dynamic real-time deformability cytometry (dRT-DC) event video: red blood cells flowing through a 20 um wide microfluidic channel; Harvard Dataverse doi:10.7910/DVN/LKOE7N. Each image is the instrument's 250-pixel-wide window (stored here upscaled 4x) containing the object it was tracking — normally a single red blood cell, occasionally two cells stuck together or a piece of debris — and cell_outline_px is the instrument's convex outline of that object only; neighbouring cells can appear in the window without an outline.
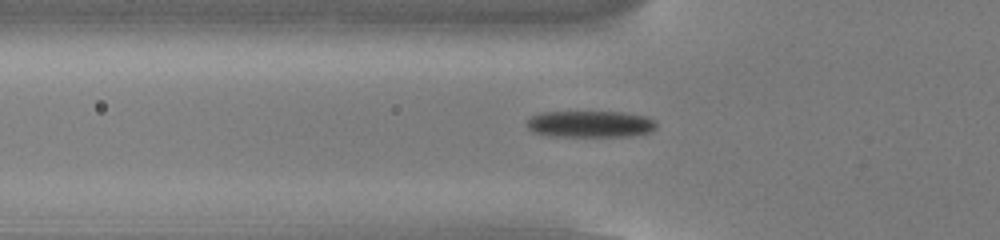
{"species": "common noctule bat (a hibernating species)", "species_latin": "Nyctalus noctula", "temperature_condition": "cold", "stored_images_in_passage": 54, "camera_frame_rate_fps": 3000, "um_per_image_px": 0.085, "animal": {"sex": "male", "body_mass_g": 13.0, "forearm_length_mm": 53.1}, "frame": {"image": 1, "passage_image": 19, "time_ms": 6.0, "image_size_px": [1000, 240], "cell_outline_px": [[656, 128], [648, 132], [632, 136], [548, 136], [532, 132], [524, 124], [524, 120], [540, 112], [624, 112], [644, 116], [656, 120]], "centroid_in_image_um": [50.11, 10.54], "position_along_channel_um": 75.7, "area_um2": 20.35}}
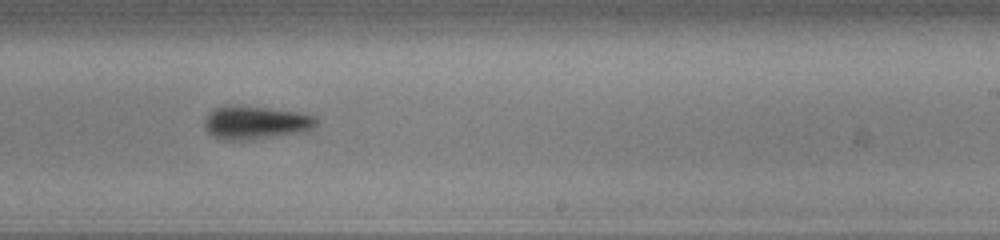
{"frame": {"image": 2, "passage_image": 34, "time_ms": 11.0, "image_size_px": [1000, 240], "cell_outline_px": [[316, 124], [312, 128], [300, 132], [244, 140], [224, 140], [208, 132], [204, 124], [204, 120], [212, 108], [228, 104], [268, 108], [296, 112], [316, 116]], "centroid_in_image_um": [21.67, 10.39], "position_along_channel_um": 267.3, "area_um2": 21.39}}
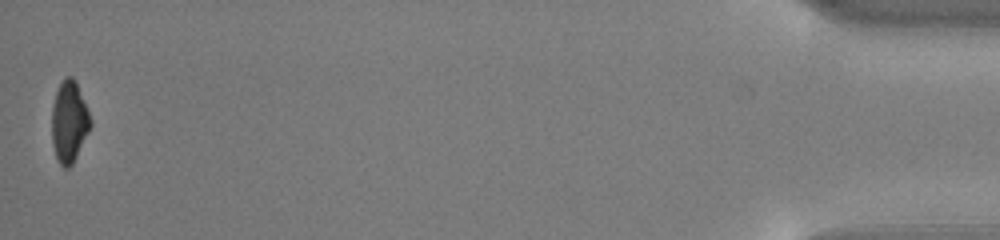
{"frame": {"image": 3, "passage_image": 54, "time_ms": 17.667, "image_size_px": [1000, 240], "cell_outline_px": [[92, 124], [72, 164], [68, 168], [64, 168], [60, 164], [56, 156], [52, 144], [52, 104], [56, 92], [64, 76], [72, 76], [76, 84], [92, 120]], "centroid_in_image_um": [5.86, 10.35], "position_along_channel_um": 429.3, "area_um2": 18.03}, "authors_computed_cell_mechanics": {"area_um2": 19.7098, "velocity_mm_per_s": 3.8293, "shape_relaxation_time_tau1_ms": 2.5642, "shape_relaxation_time_tau2_ms": null, "deformation_change_tau1": 0.1287, "deformation_change_tau2": null}}